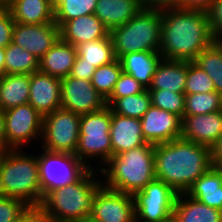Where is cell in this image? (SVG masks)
<instances>
[{"instance_id":"6da1fadb","label":"cell","mask_w":222,"mask_h":222,"mask_svg":"<svg viewBox=\"0 0 222 222\" xmlns=\"http://www.w3.org/2000/svg\"><path fill=\"white\" fill-rule=\"evenodd\" d=\"M161 18L163 59L192 62L216 40L206 11L171 7L161 10Z\"/></svg>"},{"instance_id":"7a4b0ae2","label":"cell","mask_w":222,"mask_h":222,"mask_svg":"<svg viewBox=\"0 0 222 222\" xmlns=\"http://www.w3.org/2000/svg\"><path fill=\"white\" fill-rule=\"evenodd\" d=\"M154 165L156 179L186 193L213 166L211 148L182 138L156 144Z\"/></svg>"},{"instance_id":"3957f363","label":"cell","mask_w":222,"mask_h":222,"mask_svg":"<svg viewBox=\"0 0 222 222\" xmlns=\"http://www.w3.org/2000/svg\"><path fill=\"white\" fill-rule=\"evenodd\" d=\"M100 175V170L88 169L75 182L47 191L38 208L45 221L72 222L90 217L94 197L103 186Z\"/></svg>"},{"instance_id":"277c9868","label":"cell","mask_w":222,"mask_h":222,"mask_svg":"<svg viewBox=\"0 0 222 222\" xmlns=\"http://www.w3.org/2000/svg\"><path fill=\"white\" fill-rule=\"evenodd\" d=\"M155 145L145 143L123 151L100 169L103 185L109 189L134 195L156 179Z\"/></svg>"},{"instance_id":"5b68a950","label":"cell","mask_w":222,"mask_h":222,"mask_svg":"<svg viewBox=\"0 0 222 222\" xmlns=\"http://www.w3.org/2000/svg\"><path fill=\"white\" fill-rule=\"evenodd\" d=\"M0 195L17 198L31 208L43 201L37 154L8 149L0 164Z\"/></svg>"},{"instance_id":"8992f818","label":"cell","mask_w":222,"mask_h":222,"mask_svg":"<svg viewBox=\"0 0 222 222\" xmlns=\"http://www.w3.org/2000/svg\"><path fill=\"white\" fill-rule=\"evenodd\" d=\"M161 27V10L142 8L130 21L109 31L115 57L139 51L159 52Z\"/></svg>"},{"instance_id":"52a82bcc","label":"cell","mask_w":222,"mask_h":222,"mask_svg":"<svg viewBox=\"0 0 222 222\" xmlns=\"http://www.w3.org/2000/svg\"><path fill=\"white\" fill-rule=\"evenodd\" d=\"M111 116L112 111L109 106L81 115L80 135L75 156L88 169L100 170L112 157ZM95 160L99 163L96 167L91 164Z\"/></svg>"},{"instance_id":"ba28073f","label":"cell","mask_w":222,"mask_h":222,"mask_svg":"<svg viewBox=\"0 0 222 222\" xmlns=\"http://www.w3.org/2000/svg\"><path fill=\"white\" fill-rule=\"evenodd\" d=\"M81 115L63 108L43 116L41 148L50 152L76 153Z\"/></svg>"},{"instance_id":"9c48e42d","label":"cell","mask_w":222,"mask_h":222,"mask_svg":"<svg viewBox=\"0 0 222 222\" xmlns=\"http://www.w3.org/2000/svg\"><path fill=\"white\" fill-rule=\"evenodd\" d=\"M4 125L9 149H29L30 143L41 140L43 116L26 103L4 111Z\"/></svg>"},{"instance_id":"30bf717a","label":"cell","mask_w":222,"mask_h":222,"mask_svg":"<svg viewBox=\"0 0 222 222\" xmlns=\"http://www.w3.org/2000/svg\"><path fill=\"white\" fill-rule=\"evenodd\" d=\"M37 159L43 196L50 189L75 182L88 170L74 154L70 153L50 152L41 148Z\"/></svg>"},{"instance_id":"8fae6325","label":"cell","mask_w":222,"mask_h":222,"mask_svg":"<svg viewBox=\"0 0 222 222\" xmlns=\"http://www.w3.org/2000/svg\"><path fill=\"white\" fill-rule=\"evenodd\" d=\"M178 193L163 181L154 179L133 197L135 222H161L173 214Z\"/></svg>"},{"instance_id":"7c38bea8","label":"cell","mask_w":222,"mask_h":222,"mask_svg":"<svg viewBox=\"0 0 222 222\" xmlns=\"http://www.w3.org/2000/svg\"><path fill=\"white\" fill-rule=\"evenodd\" d=\"M90 217L97 222H135L134 197L103 185L94 197Z\"/></svg>"},{"instance_id":"4fadbf2b","label":"cell","mask_w":222,"mask_h":222,"mask_svg":"<svg viewBox=\"0 0 222 222\" xmlns=\"http://www.w3.org/2000/svg\"><path fill=\"white\" fill-rule=\"evenodd\" d=\"M106 106V99L93 87L91 80L70 75L61 79V108L82 115Z\"/></svg>"},{"instance_id":"5bb4252c","label":"cell","mask_w":222,"mask_h":222,"mask_svg":"<svg viewBox=\"0 0 222 222\" xmlns=\"http://www.w3.org/2000/svg\"><path fill=\"white\" fill-rule=\"evenodd\" d=\"M60 39V28L55 22L42 24H14L12 42L29 51L37 59Z\"/></svg>"},{"instance_id":"9a60e30c","label":"cell","mask_w":222,"mask_h":222,"mask_svg":"<svg viewBox=\"0 0 222 222\" xmlns=\"http://www.w3.org/2000/svg\"><path fill=\"white\" fill-rule=\"evenodd\" d=\"M140 121L147 143L156 145L181 138L182 119L167 110L151 105Z\"/></svg>"},{"instance_id":"2e32d148","label":"cell","mask_w":222,"mask_h":222,"mask_svg":"<svg viewBox=\"0 0 222 222\" xmlns=\"http://www.w3.org/2000/svg\"><path fill=\"white\" fill-rule=\"evenodd\" d=\"M222 135V110L203 115H183L181 138L212 147Z\"/></svg>"},{"instance_id":"e0dca14e","label":"cell","mask_w":222,"mask_h":222,"mask_svg":"<svg viewBox=\"0 0 222 222\" xmlns=\"http://www.w3.org/2000/svg\"><path fill=\"white\" fill-rule=\"evenodd\" d=\"M29 104L42 116L61 108V79L40 71L32 73Z\"/></svg>"},{"instance_id":"ac0fdd59","label":"cell","mask_w":222,"mask_h":222,"mask_svg":"<svg viewBox=\"0 0 222 222\" xmlns=\"http://www.w3.org/2000/svg\"><path fill=\"white\" fill-rule=\"evenodd\" d=\"M60 39L73 46L109 36V30L95 15H83L66 21L60 27Z\"/></svg>"},{"instance_id":"d6986e66","label":"cell","mask_w":222,"mask_h":222,"mask_svg":"<svg viewBox=\"0 0 222 222\" xmlns=\"http://www.w3.org/2000/svg\"><path fill=\"white\" fill-rule=\"evenodd\" d=\"M110 138L112 156L147 143L142 135L141 121L112 112Z\"/></svg>"},{"instance_id":"ffe728a7","label":"cell","mask_w":222,"mask_h":222,"mask_svg":"<svg viewBox=\"0 0 222 222\" xmlns=\"http://www.w3.org/2000/svg\"><path fill=\"white\" fill-rule=\"evenodd\" d=\"M13 20L21 24L54 22L53 0H6Z\"/></svg>"},{"instance_id":"44dd1931","label":"cell","mask_w":222,"mask_h":222,"mask_svg":"<svg viewBox=\"0 0 222 222\" xmlns=\"http://www.w3.org/2000/svg\"><path fill=\"white\" fill-rule=\"evenodd\" d=\"M76 56V47L59 39L39 60V71L59 79L66 78Z\"/></svg>"},{"instance_id":"7402d4cb","label":"cell","mask_w":222,"mask_h":222,"mask_svg":"<svg viewBox=\"0 0 222 222\" xmlns=\"http://www.w3.org/2000/svg\"><path fill=\"white\" fill-rule=\"evenodd\" d=\"M141 9L139 0H98L94 14L110 31L130 21Z\"/></svg>"},{"instance_id":"603a6c76","label":"cell","mask_w":222,"mask_h":222,"mask_svg":"<svg viewBox=\"0 0 222 222\" xmlns=\"http://www.w3.org/2000/svg\"><path fill=\"white\" fill-rule=\"evenodd\" d=\"M162 59L159 52L139 51L127 53L119 60L122 64L123 72L131 75L148 89L157 66Z\"/></svg>"},{"instance_id":"cb8c5ba5","label":"cell","mask_w":222,"mask_h":222,"mask_svg":"<svg viewBox=\"0 0 222 222\" xmlns=\"http://www.w3.org/2000/svg\"><path fill=\"white\" fill-rule=\"evenodd\" d=\"M187 70L188 61L162 59L148 90L167 89L174 93H184Z\"/></svg>"},{"instance_id":"d4e9b609","label":"cell","mask_w":222,"mask_h":222,"mask_svg":"<svg viewBox=\"0 0 222 222\" xmlns=\"http://www.w3.org/2000/svg\"><path fill=\"white\" fill-rule=\"evenodd\" d=\"M174 216L178 222H222V211L207 206L186 193H178Z\"/></svg>"},{"instance_id":"484cf974","label":"cell","mask_w":222,"mask_h":222,"mask_svg":"<svg viewBox=\"0 0 222 222\" xmlns=\"http://www.w3.org/2000/svg\"><path fill=\"white\" fill-rule=\"evenodd\" d=\"M186 194L222 211V176L212 166L191 185Z\"/></svg>"},{"instance_id":"4316f807","label":"cell","mask_w":222,"mask_h":222,"mask_svg":"<svg viewBox=\"0 0 222 222\" xmlns=\"http://www.w3.org/2000/svg\"><path fill=\"white\" fill-rule=\"evenodd\" d=\"M30 74H4L0 83V109L29 103Z\"/></svg>"},{"instance_id":"83f0119b","label":"cell","mask_w":222,"mask_h":222,"mask_svg":"<svg viewBox=\"0 0 222 222\" xmlns=\"http://www.w3.org/2000/svg\"><path fill=\"white\" fill-rule=\"evenodd\" d=\"M193 62L209 75L216 92L222 95V39H216Z\"/></svg>"},{"instance_id":"f1b7e54d","label":"cell","mask_w":222,"mask_h":222,"mask_svg":"<svg viewBox=\"0 0 222 222\" xmlns=\"http://www.w3.org/2000/svg\"><path fill=\"white\" fill-rule=\"evenodd\" d=\"M39 71V59L11 42L5 48L4 74H32Z\"/></svg>"},{"instance_id":"f546056e","label":"cell","mask_w":222,"mask_h":222,"mask_svg":"<svg viewBox=\"0 0 222 222\" xmlns=\"http://www.w3.org/2000/svg\"><path fill=\"white\" fill-rule=\"evenodd\" d=\"M77 56L82 57L85 63L98 68L113 62L116 57L110 36L95 41H87L76 46Z\"/></svg>"},{"instance_id":"4dcf8cb0","label":"cell","mask_w":222,"mask_h":222,"mask_svg":"<svg viewBox=\"0 0 222 222\" xmlns=\"http://www.w3.org/2000/svg\"><path fill=\"white\" fill-rule=\"evenodd\" d=\"M98 0H53L54 22L60 27L66 21L94 14Z\"/></svg>"},{"instance_id":"1f68e13d","label":"cell","mask_w":222,"mask_h":222,"mask_svg":"<svg viewBox=\"0 0 222 222\" xmlns=\"http://www.w3.org/2000/svg\"><path fill=\"white\" fill-rule=\"evenodd\" d=\"M151 106V96L146 89L140 94L116 99L109 107L113 113L141 119Z\"/></svg>"},{"instance_id":"d6a6232c","label":"cell","mask_w":222,"mask_h":222,"mask_svg":"<svg viewBox=\"0 0 222 222\" xmlns=\"http://www.w3.org/2000/svg\"><path fill=\"white\" fill-rule=\"evenodd\" d=\"M220 110H222V95L216 91L185 94L183 115H203Z\"/></svg>"},{"instance_id":"836d02e7","label":"cell","mask_w":222,"mask_h":222,"mask_svg":"<svg viewBox=\"0 0 222 222\" xmlns=\"http://www.w3.org/2000/svg\"><path fill=\"white\" fill-rule=\"evenodd\" d=\"M122 64L119 59L107 65L96 68L91 78V83L97 92L107 99L114 89L115 83L118 81L122 73Z\"/></svg>"},{"instance_id":"e575fe53","label":"cell","mask_w":222,"mask_h":222,"mask_svg":"<svg viewBox=\"0 0 222 222\" xmlns=\"http://www.w3.org/2000/svg\"><path fill=\"white\" fill-rule=\"evenodd\" d=\"M148 91L151 96V105L183 118L185 93H174L167 89Z\"/></svg>"},{"instance_id":"d590c367","label":"cell","mask_w":222,"mask_h":222,"mask_svg":"<svg viewBox=\"0 0 222 222\" xmlns=\"http://www.w3.org/2000/svg\"><path fill=\"white\" fill-rule=\"evenodd\" d=\"M216 91L209 75L193 61L188 62L185 94L209 93Z\"/></svg>"},{"instance_id":"8d00e7d4","label":"cell","mask_w":222,"mask_h":222,"mask_svg":"<svg viewBox=\"0 0 222 222\" xmlns=\"http://www.w3.org/2000/svg\"><path fill=\"white\" fill-rule=\"evenodd\" d=\"M31 209L20 199L0 195V222H17Z\"/></svg>"},{"instance_id":"74e56055","label":"cell","mask_w":222,"mask_h":222,"mask_svg":"<svg viewBox=\"0 0 222 222\" xmlns=\"http://www.w3.org/2000/svg\"><path fill=\"white\" fill-rule=\"evenodd\" d=\"M146 88L131 75L122 71L115 83L112 94L106 99V105L110 106L116 99L130 95L140 94Z\"/></svg>"},{"instance_id":"f35d334b","label":"cell","mask_w":222,"mask_h":222,"mask_svg":"<svg viewBox=\"0 0 222 222\" xmlns=\"http://www.w3.org/2000/svg\"><path fill=\"white\" fill-rule=\"evenodd\" d=\"M14 24L10 10L0 3V48H6L12 42Z\"/></svg>"},{"instance_id":"ab89813d","label":"cell","mask_w":222,"mask_h":222,"mask_svg":"<svg viewBox=\"0 0 222 222\" xmlns=\"http://www.w3.org/2000/svg\"><path fill=\"white\" fill-rule=\"evenodd\" d=\"M211 31L216 39H222V0H214L208 11Z\"/></svg>"},{"instance_id":"60d3db41","label":"cell","mask_w":222,"mask_h":222,"mask_svg":"<svg viewBox=\"0 0 222 222\" xmlns=\"http://www.w3.org/2000/svg\"><path fill=\"white\" fill-rule=\"evenodd\" d=\"M95 71L96 67H94V65L85 63L82 57L76 56L70 76L83 80H91L92 75Z\"/></svg>"},{"instance_id":"b9f144b4","label":"cell","mask_w":222,"mask_h":222,"mask_svg":"<svg viewBox=\"0 0 222 222\" xmlns=\"http://www.w3.org/2000/svg\"><path fill=\"white\" fill-rule=\"evenodd\" d=\"M214 0H175V7L208 12Z\"/></svg>"},{"instance_id":"7bdbcfd3","label":"cell","mask_w":222,"mask_h":222,"mask_svg":"<svg viewBox=\"0 0 222 222\" xmlns=\"http://www.w3.org/2000/svg\"><path fill=\"white\" fill-rule=\"evenodd\" d=\"M139 2L144 9L163 10L175 7V0H139Z\"/></svg>"},{"instance_id":"ee69618b","label":"cell","mask_w":222,"mask_h":222,"mask_svg":"<svg viewBox=\"0 0 222 222\" xmlns=\"http://www.w3.org/2000/svg\"><path fill=\"white\" fill-rule=\"evenodd\" d=\"M17 222H46L38 208H32Z\"/></svg>"},{"instance_id":"f6af8a7d","label":"cell","mask_w":222,"mask_h":222,"mask_svg":"<svg viewBox=\"0 0 222 222\" xmlns=\"http://www.w3.org/2000/svg\"><path fill=\"white\" fill-rule=\"evenodd\" d=\"M0 146L9 149L6 146V135H5V125H4V111L0 109Z\"/></svg>"},{"instance_id":"bcb514c9","label":"cell","mask_w":222,"mask_h":222,"mask_svg":"<svg viewBox=\"0 0 222 222\" xmlns=\"http://www.w3.org/2000/svg\"><path fill=\"white\" fill-rule=\"evenodd\" d=\"M211 157H222V135L211 147Z\"/></svg>"},{"instance_id":"7dc6e473","label":"cell","mask_w":222,"mask_h":222,"mask_svg":"<svg viewBox=\"0 0 222 222\" xmlns=\"http://www.w3.org/2000/svg\"><path fill=\"white\" fill-rule=\"evenodd\" d=\"M213 167L220 173L222 176V157H211Z\"/></svg>"},{"instance_id":"c3c4849f","label":"cell","mask_w":222,"mask_h":222,"mask_svg":"<svg viewBox=\"0 0 222 222\" xmlns=\"http://www.w3.org/2000/svg\"><path fill=\"white\" fill-rule=\"evenodd\" d=\"M5 48H0V72L4 74Z\"/></svg>"},{"instance_id":"681fc988","label":"cell","mask_w":222,"mask_h":222,"mask_svg":"<svg viewBox=\"0 0 222 222\" xmlns=\"http://www.w3.org/2000/svg\"><path fill=\"white\" fill-rule=\"evenodd\" d=\"M161 222H178V219L174 216V214H172L167 219H165V220H163Z\"/></svg>"},{"instance_id":"f907efd6","label":"cell","mask_w":222,"mask_h":222,"mask_svg":"<svg viewBox=\"0 0 222 222\" xmlns=\"http://www.w3.org/2000/svg\"><path fill=\"white\" fill-rule=\"evenodd\" d=\"M6 152L7 149L5 147L0 146V164Z\"/></svg>"},{"instance_id":"816d5d0a","label":"cell","mask_w":222,"mask_h":222,"mask_svg":"<svg viewBox=\"0 0 222 222\" xmlns=\"http://www.w3.org/2000/svg\"><path fill=\"white\" fill-rule=\"evenodd\" d=\"M72 222H97L96 220L92 219L91 217H87L85 219L79 221H72Z\"/></svg>"},{"instance_id":"f5cc1de1","label":"cell","mask_w":222,"mask_h":222,"mask_svg":"<svg viewBox=\"0 0 222 222\" xmlns=\"http://www.w3.org/2000/svg\"><path fill=\"white\" fill-rule=\"evenodd\" d=\"M3 73L2 72H0V83H1V80H2V77H3Z\"/></svg>"}]
</instances>
